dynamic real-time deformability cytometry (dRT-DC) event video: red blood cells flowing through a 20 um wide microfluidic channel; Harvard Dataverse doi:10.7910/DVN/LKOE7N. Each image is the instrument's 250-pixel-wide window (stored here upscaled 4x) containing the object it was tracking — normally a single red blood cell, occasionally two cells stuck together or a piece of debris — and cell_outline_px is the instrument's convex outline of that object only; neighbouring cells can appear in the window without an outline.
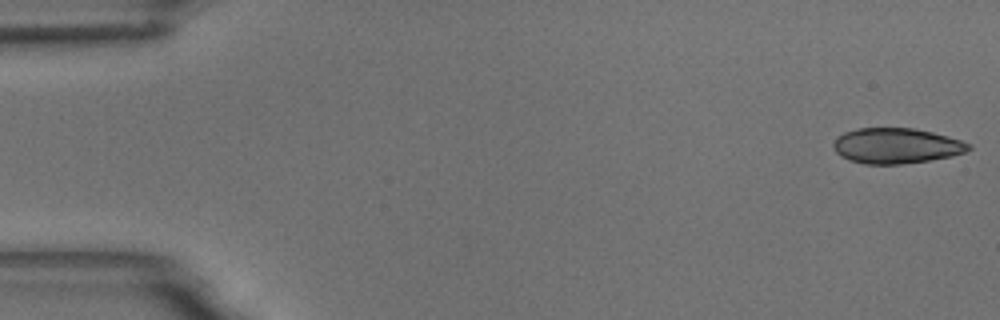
{"species": "common noctule bat (a hibernating species)", "species_latin": "Nyctalus noctula", "temperature_condition": "room temperature", "stored_images_in_passage": 55, "camera_frame_rate_fps": 3000, "um_per_image_px": 0.085, "animal": {"sex": "male", "body_mass_g": 18.8}, "frame": {"image": 1, "passage_image": 1, "time_ms": 0.0, "image_size_px": [1000, 320], "cell_outline_px": [[972, 148], [964, 152], [952, 156], [928, 160], [900, 164], [864, 164], [848, 160], [840, 156], [836, 152], [832, 144], [836, 136], [844, 132], [860, 128], [912, 128], [932, 132], [948, 136], [972, 144]], "centroid_in_image_um": [76.16, 12.39], "position_along_channel_um": 8.8, "area_um2": 27.98}}
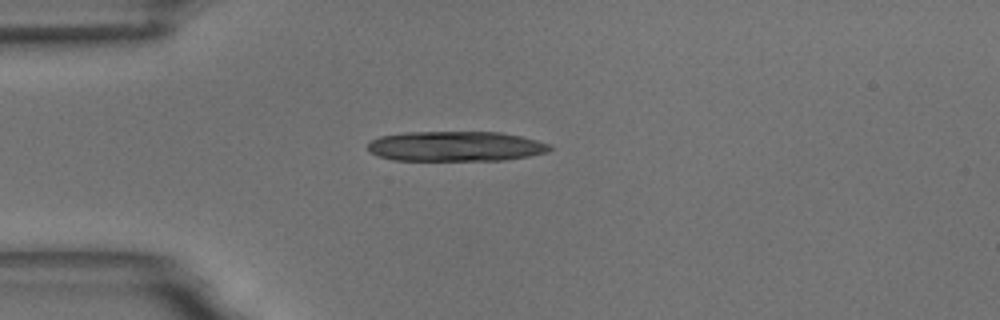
{"frame": {"image": 2, "passage_image": 14, "time_ms": 4.333, "image_size_px": [1000, 320], "cell_outline_px": [[552, 148], [548, 152], [528, 156], [504, 160], [392, 160], [368, 152], [368, 144], [372, 140], [380, 136], [404, 132], [500, 132], [520, 136], [536, 140], [548, 144]], "centroid_in_image_um": [38.7, 12.43], "position_along_channel_um": 46.3, "area_um2": 31.79}}